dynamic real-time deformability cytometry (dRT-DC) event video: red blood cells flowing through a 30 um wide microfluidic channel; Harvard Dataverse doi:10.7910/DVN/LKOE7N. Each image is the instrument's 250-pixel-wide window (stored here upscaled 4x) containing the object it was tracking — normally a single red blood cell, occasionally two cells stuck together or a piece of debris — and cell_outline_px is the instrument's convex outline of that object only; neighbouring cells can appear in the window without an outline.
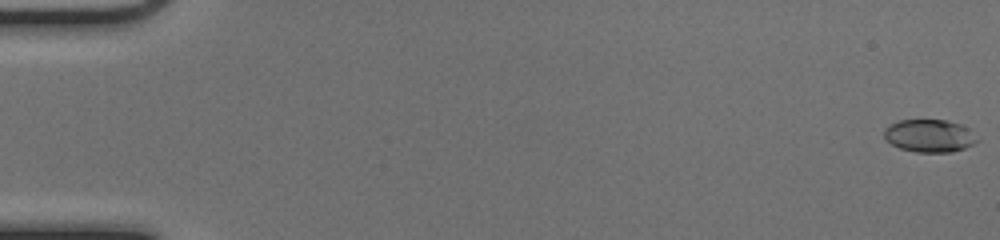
{"species": "common noctule bat (a hibernating species)", "species_latin": "Nyctalus noctula", "temperature_condition": "cold", "stored_images_in_passage": 52, "camera_frame_rate_fps": 3000, "um_per_image_px": 0.085, "animal": {"sex": "female", "body_mass_g": 17.0, "forearm_length_mm": 48.0}, "frame": {"image": 1, "passage_image": 1, "time_ms": 0.0, "image_size_px": [1000, 240], "cell_outline_px": [[980, 140], [964, 148], [952, 152], [916, 152], [900, 148], [892, 144], [884, 136], [884, 128], [888, 124], [900, 120], [948, 120], [960, 124], [968, 128]], "centroid_in_image_um": [79.0, 11.53], "position_along_channel_um": 6.0, "area_um2": 17.74}}
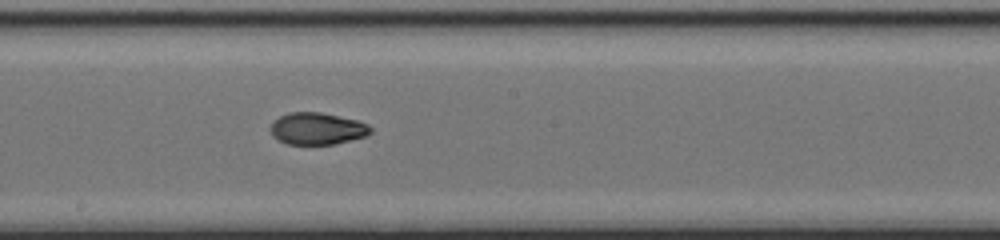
{"frame": {"image": 2, "passage_image": 30, "time_ms": 9.667, "image_size_px": [1000, 240], "cell_outline_px": [[372, 132], [364, 136], [336, 144], [288, 144], [272, 136], [268, 128], [280, 116], [288, 112], [320, 112], [356, 120], [368, 124], [372, 128]], "centroid_in_image_um": [26.95, 10.93], "position_along_channel_um": 221.3, "area_um2": 18.55}}
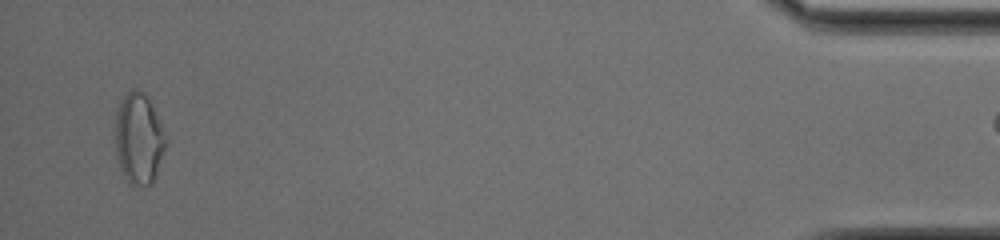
{"frame": {"image": 3, "passage_image": 51, "time_ms": 16.667, "image_size_px": [1000, 240], "cell_outline_px": [[168, 144], [152, 184], [132, 184], [124, 176], [120, 168], [116, 156], [112, 128], [116, 108], [120, 100], [132, 88], [136, 88], [144, 92], [148, 96], [164, 128], [168, 140]], "centroid_in_image_um": [11.77, 11.71], "position_along_channel_um": 423.4, "area_um2": 27.86}}